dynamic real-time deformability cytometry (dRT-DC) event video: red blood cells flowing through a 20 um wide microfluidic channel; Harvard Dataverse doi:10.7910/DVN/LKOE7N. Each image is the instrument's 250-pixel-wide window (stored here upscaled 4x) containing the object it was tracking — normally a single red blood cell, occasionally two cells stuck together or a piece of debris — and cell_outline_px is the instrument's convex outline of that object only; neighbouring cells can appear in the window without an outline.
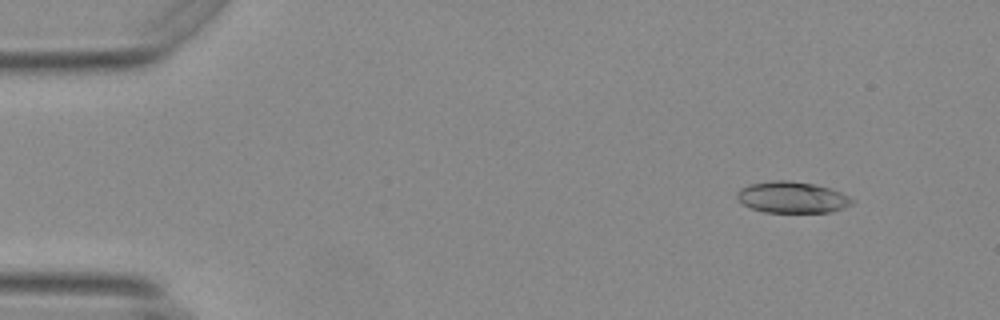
{"species": "Egyptian fruit bat (a non-hibernating species)", "species_latin": "Rousettus aegyptiacus", "temperature_condition": "warm", "stored_images_in_passage": 55, "camera_frame_rate_fps": 3000, "um_per_image_px": 0.085, "animal": {"sex": "female"}, "frame": {"image": 1, "passage_image": 6, "time_ms": 1.667, "image_size_px": [1000, 320], "cell_outline_px": [[852, 204], [828, 212], [764, 212], [752, 208], [744, 204], [736, 196], [736, 192], [740, 188], [748, 184], [772, 180], [788, 180], [812, 184], [828, 188], [840, 192], [848, 196], [852, 200]], "centroid_in_image_um": [67.27, 16.76], "position_along_channel_um": 17.7, "area_um2": 20.69}}
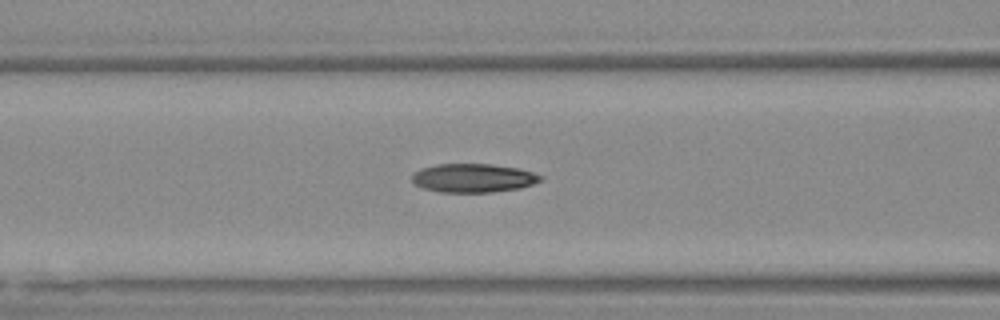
{"frame": {"image": 2, "passage_image": 23, "time_ms": 7.333, "image_size_px": [1000, 320], "cell_outline_px": [[540, 180], [532, 184], [520, 188], [492, 192], [440, 192], [424, 188], [416, 184], [412, 180], [412, 176], [420, 168], [436, 164], [492, 164], [516, 168], [532, 172], [540, 176]], "centroid_in_image_um": [40.19, 15.13], "position_along_channel_um": 126.4, "area_um2": 21.21}}
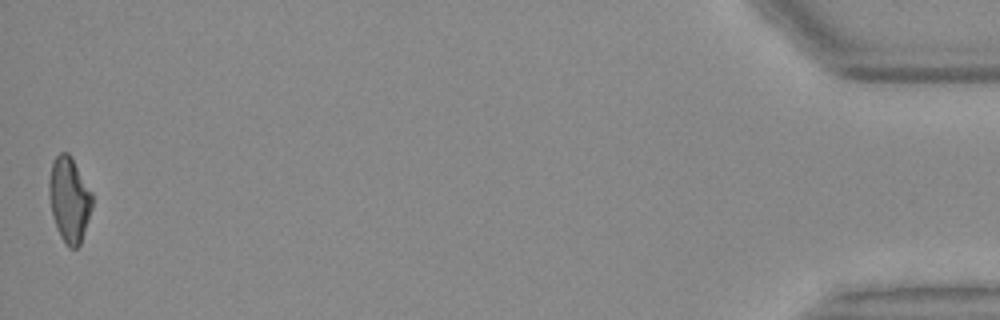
{"frame": {"image": 3, "passage_image": 55, "time_ms": 18.0, "image_size_px": [1000, 320], "cell_outline_px": [[92, 208], [80, 244], [76, 248], [68, 248], [64, 244], [60, 236], [52, 216], [48, 192], [48, 180], [52, 164], [56, 156], [60, 152], [68, 152], [72, 156], [92, 192]], "centroid_in_image_um": [5.88, 16.95], "position_along_channel_um": 429.3, "area_um2": 21.62}, "authors_computed_cell_mechanics": {"area_um2": 21.3282, "velocity_mm_per_s": 3.7314, "shape_relaxation_time_tau1_ms": 8.2406, "shape_relaxation_time_tau2_ms": 2.3349, "deformation_change_tau1": 0.2415, "deformation_change_tau2": 0.0905}}